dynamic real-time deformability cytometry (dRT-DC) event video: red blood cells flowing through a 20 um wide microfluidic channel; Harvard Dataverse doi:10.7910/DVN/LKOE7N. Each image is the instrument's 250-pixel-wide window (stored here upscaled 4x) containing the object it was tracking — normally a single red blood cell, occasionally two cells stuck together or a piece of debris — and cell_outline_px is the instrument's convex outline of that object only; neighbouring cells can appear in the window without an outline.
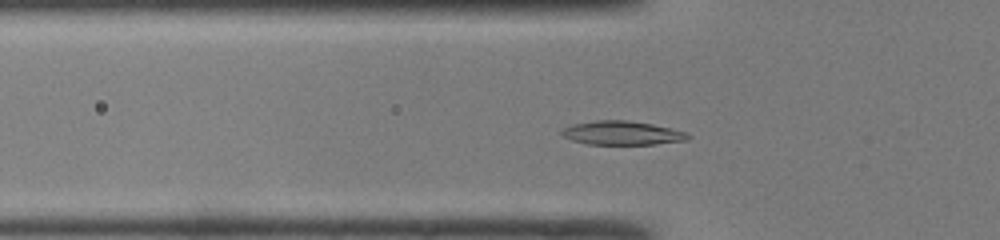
{"species": "common noctule bat (a hibernating species)", "species_latin": "Nyctalus noctula", "temperature_condition": "room temperature", "stored_images_in_passage": 42, "camera_frame_rate_fps": 3000, "um_per_image_px": 0.085, "animal": {"sex": "male", "body_mass_g": 19.0, "forearm_length_mm": 50.8}, "frame": {"image": 1, "passage_image": 10, "time_ms": 3.0, "image_size_px": [1000, 240], "cell_outline_px": [[692, 136], [688, 140], [656, 144], [588, 144], [572, 140], [564, 136], [560, 132], [564, 128], [572, 124], [596, 120], [624, 120], [652, 124], [688, 132]], "centroid_in_image_um": [52.92, 11.3], "position_along_channel_um": 72.9, "area_um2": 17.51}}
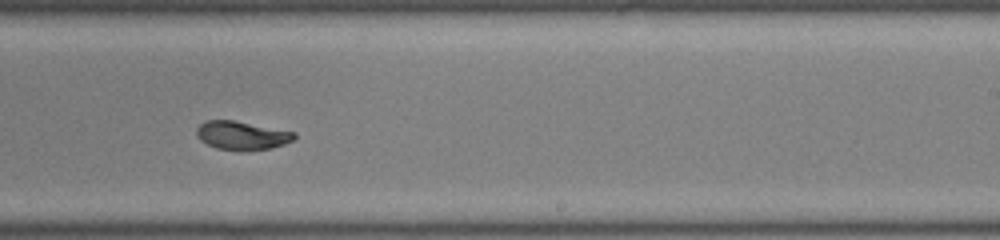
{"frame": {"image": 2, "passage_image": 24, "time_ms": 7.667, "image_size_px": [1000, 240], "cell_outline_px": [[296, 136], [292, 140], [284, 144], [268, 148], [248, 152], [240, 152], [216, 148], [200, 140], [196, 136], [196, 128], [204, 120], [232, 120], [296, 132]], "centroid_in_image_um": [20.52, 11.53], "position_along_channel_um": 268.5, "area_um2": 16.47}}
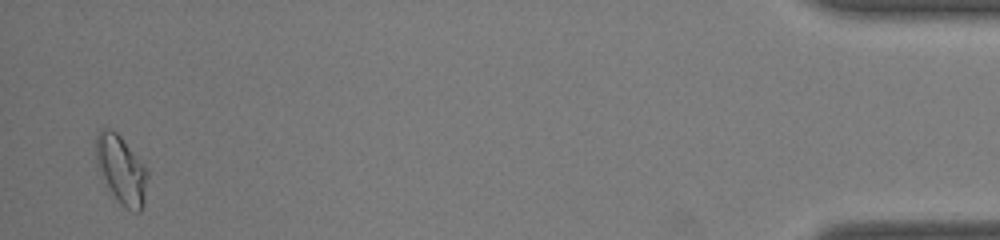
{"frame": {"image": 3, "passage_image": 41, "time_ms": 13.333, "image_size_px": [1000, 240], "cell_outline_px": [[148, 176], [144, 204], [140, 212], [136, 212], [124, 208], [116, 200], [104, 184], [100, 176], [96, 164], [96, 136], [100, 128], [112, 128], [120, 136], [148, 168]], "centroid_in_image_um": [10.3, 14.45], "position_along_channel_um": 424.9, "area_um2": 21.1}, "authors_computed_cell_mechanics": {"area_um2": 16.762, "velocity_mm_per_s": 4.1972, "shape_relaxation_time_tau1_ms": 4.6336, "shape_relaxation_time_tau2_ms": 2.236, "deformation_change_tau1": 0.1826, "deformation_change_tau2": 0.0244}}